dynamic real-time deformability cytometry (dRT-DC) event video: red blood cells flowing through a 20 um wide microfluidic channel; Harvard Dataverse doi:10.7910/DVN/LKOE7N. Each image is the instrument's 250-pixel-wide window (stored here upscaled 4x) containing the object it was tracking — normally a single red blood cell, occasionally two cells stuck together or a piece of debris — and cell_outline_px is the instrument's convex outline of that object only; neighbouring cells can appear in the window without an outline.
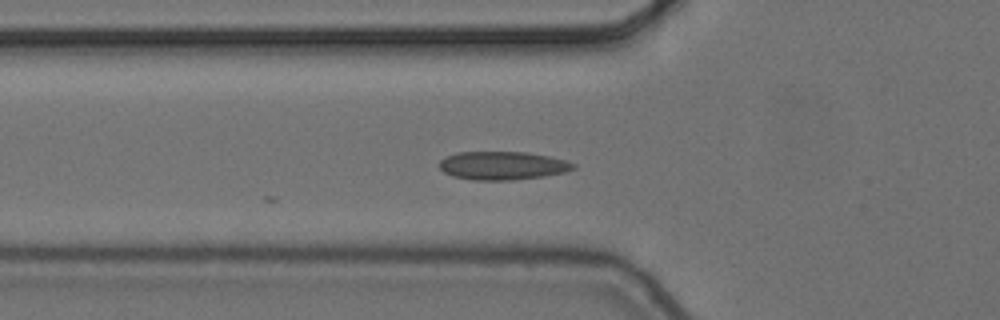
{"species": "common noctule bat (a hibernating species)", "species_latin": "Nyctalus noctula", "temperature_condition": "cold", "stored_images_in_passage": 5, "camera_frame_rate_fps": 3000, "um_per_image_px": 0.085, "animal": {"sex": "female", "body_mass_g": 24.6, "forearm_length_mm": 56.2}, "frame": {"image": 1, "passage_image": 5, "time_ms": 1.333, "image_size_px": [1000, 320], "cell_outline_px": [[576, 168], [564, 172], [544, 176], [512, 180], [472, 180], [452, 176], [444, 172], [440, 168], [440, 160], [444, 156], [456, 152], [528, 152], [548, 156], [564, 160], [576, 164]], "centroid_in_image_um": [42.69, 14.07], "position_along_channel_um": 83.1, "area_um2": 22.2}}